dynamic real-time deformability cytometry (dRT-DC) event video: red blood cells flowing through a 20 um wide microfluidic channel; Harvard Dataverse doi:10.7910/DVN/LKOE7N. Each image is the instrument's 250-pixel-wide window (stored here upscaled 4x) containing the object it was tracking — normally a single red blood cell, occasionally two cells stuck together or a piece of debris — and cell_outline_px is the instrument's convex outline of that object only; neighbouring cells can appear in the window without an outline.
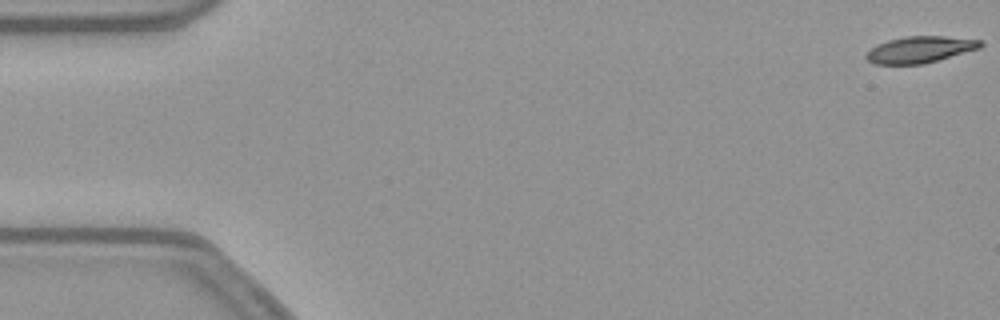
{"species": "common noctule bat (a hibernating species)", "species_latin": "Nyctalus noctula", "temperature_condition": "warm", "stored_images_in_passage": 11, "camera_frame_rate_fps": 3000, "um_per_image_px": 0.085, "animal": {"sex": "female", "body_mass_g": 21.9}, "frame": {"image": 1, "passage_image": 1, "time_ms": 0.0, "image_size_px": [1000, 320], "cell_outline_px": [[984, 44], [980, 48], [924, 64], [876, 64], [868, 60], [864, 56], [876, 44], [888, 40], [908, 36], [944, 36], [984, 40]], "centroid_in_image_um": [78.23, 4.2], "position_along_channel_um": 6.8, "area_um2": 17.63}}